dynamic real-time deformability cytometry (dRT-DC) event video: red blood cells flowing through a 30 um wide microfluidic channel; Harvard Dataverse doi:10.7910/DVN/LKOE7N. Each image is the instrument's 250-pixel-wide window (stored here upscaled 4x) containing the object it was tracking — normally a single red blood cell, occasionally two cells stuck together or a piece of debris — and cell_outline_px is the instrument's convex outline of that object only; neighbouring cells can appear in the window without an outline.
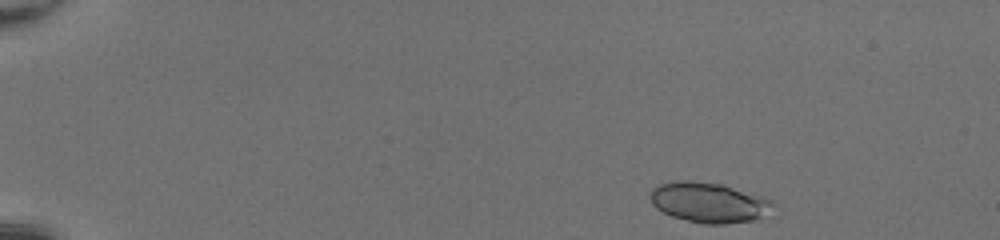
{"species": "common noctule bat (a hibernating species)", "species_latin": "Nyctalus noctula", "temperature_condition": "room temperature", "stored_images_in_passage": 43, "camera_frame_rate_fps": 3000, "um_per_image_px": 0.085, "animal": {"sex": "female", "body_mass_g": 20.0, "forearm_length_mm": 54.0}, "frame": {"image": 1, "passage_image": 1, "time_ms": 0.0, "image_size_px": [1000, 240], "cell_outline_px": [[776, 204], [756, 220], [724, 224], [704, 224], [672, 216], [656, 208], [652, 204], [648, 196], [652, 188], [660, 184], [672, 180], [688, 180], [724, 184], [764, 196], [772, 200]], "centroid_in_image_um": [60.24, 17.18], "position_along_channel_um": 24.8, "area_um2": 29.02}}